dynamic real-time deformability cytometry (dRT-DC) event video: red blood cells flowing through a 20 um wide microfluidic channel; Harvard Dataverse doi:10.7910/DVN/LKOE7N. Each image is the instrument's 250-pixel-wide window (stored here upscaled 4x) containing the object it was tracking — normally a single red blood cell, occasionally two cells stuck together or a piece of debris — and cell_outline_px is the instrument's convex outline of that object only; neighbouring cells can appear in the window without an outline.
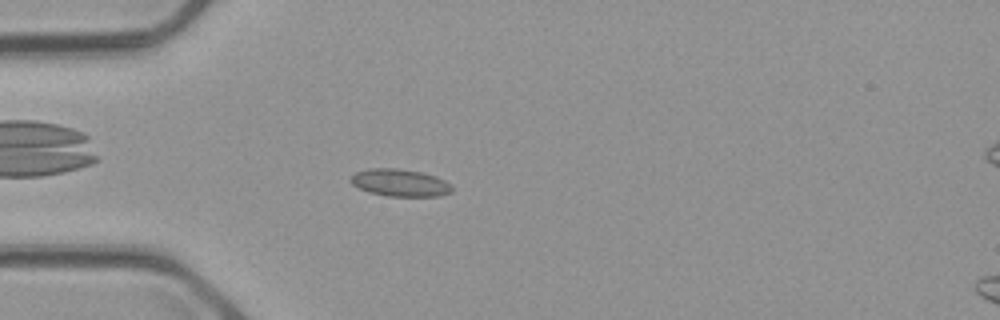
{"species": "common noctule bat (a hibernating species)", "species_latin": "Nyctalus noctula", "temperature_condition": "cold", "stored_images_in_passage": 56, "camera_frame_rate_fps": 3000, "um_per_image_px": 0.085, "animal": {"sex": "male", "body_mass_g": 23.1, "forearm_length_mm": 52.7}, "frame": {"image": 1, "passage_image": 16, "time_ms": 5.0, "image_size_px": [1000, 320], "cell_outline_px": [[452, 192], [440, 196], [388, 196], [368, 192], [352, 184], [348, 180], [356, 172], [372, 168], [396, 168], [420, 172], [436, 176], [452, 184]], "centroid_in_image_um": [34.01, 15.54], "position_along_channel_um": 51.0, "area_um2": 16.13}}
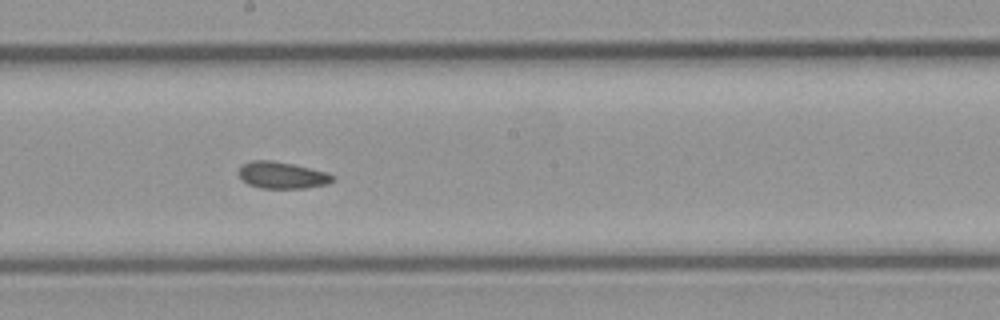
{"frame": {"image": 2, "passage_image": 31, "time_ms": 10.0, "image_size_px": [1000, 320], "cell_outline_px": [[336, 180], [328, 184], [304, 188], [260, 188], [248, 184], [240, 176], [240, 168], [244, 164], [252, 160], [272, 160], [292, 164], [328, 172], [336, 176]], "centroid_in_image_um": [24.05, 14.89], "position_along_channel_um": 224.1, "area_um2": 14.62}}
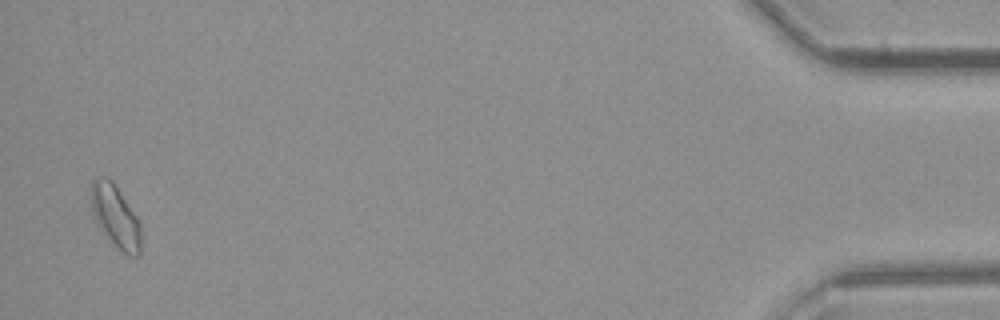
{"frame": {"image": 3, "passage_image": 55, "time_ms": 18.0, "image_size_px": [1000, 320], "cell_outline_px": [[140, 256], [128, 256], [120, 252], [96, 224], [92, 212], [88, 188], [92, 176], [108, 176], [112, 180], [136, 216], [140, 224]], "centroid_in_image_um": [9.74, 18.34], "position_along_channel_um": 425.5, "area_um2": 18.79}, "authors_computed_cell_mechanics": {"area_um2": 15.3748, "velocity_mm_per_s": 3.6588, "shape_relaxation_time_tau1_ms": 4.1187, "shape_relaxation_time_tau2_ms": 3.5586, "deformation_change_tau1": 0.0504, "deformation_change_tau2": 0.0857}}